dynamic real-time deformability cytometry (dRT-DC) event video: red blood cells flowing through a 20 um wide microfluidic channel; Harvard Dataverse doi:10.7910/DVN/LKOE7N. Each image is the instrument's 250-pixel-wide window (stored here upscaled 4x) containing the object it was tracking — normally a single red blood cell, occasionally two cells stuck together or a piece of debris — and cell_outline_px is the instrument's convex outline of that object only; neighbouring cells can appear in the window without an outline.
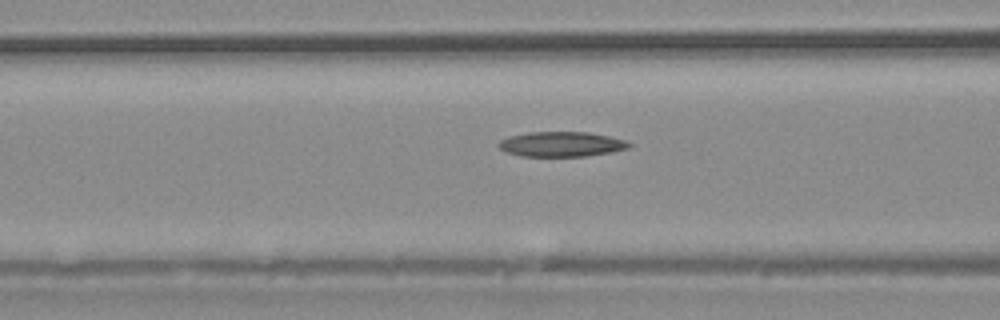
{"species": "common noctule bat (a hibernating species)", "species_latin": "Nyctalus noctula", "temperature_condition": "warm", "stored_images_in_passage": 20, "camera_frame_rate_fps": 3000, "um_per_image_px": 0.085, "animal": {"sex": "male", "body_mass_g": 20.4}, "frame": {"image": 1, "passage_image": 4, "time_ms": 1.0, "image_size_px": [1000, 320], "cell_outline_px": [[632, 144], [628, 148], [612, 152], [584, 156], [520, 156], [504, 152], [496, 144], [500, 140], [508, 136], [528, 132], [588, 132], [608, 136], [624, 140]], "centroid_in_image_um": [47.66, 12.25], "position_along_channel_um": 118.9, "area_um2": 19.02}}
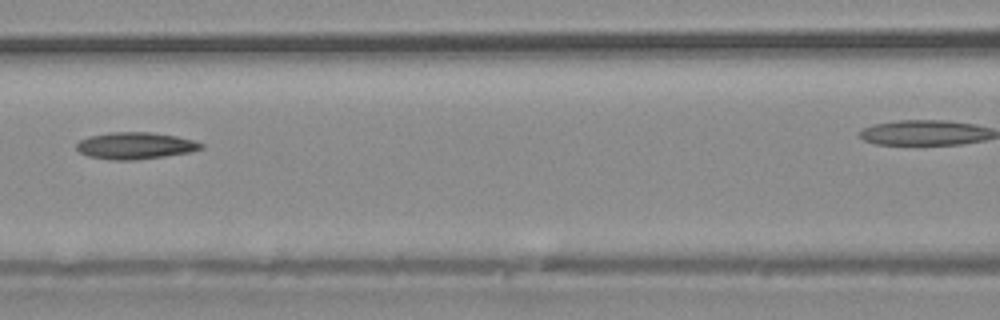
{"frame": {"image": 2, "passage_image": 6, "time_ms": 1.667, "image_size_px": [1000, 320], "cell_outline_px": [[204, 148], [192, 152], [136, 160], [112, 160], [88, 156], [80, 152], [76, 148], [76, 144], [80, 140], [88, 136], [112, 132], [148, 132], [176, 136], [192, 140], [204, 144]], "centroid_in_image_um": [11.5, 12.39], "position_along_channel_um": 155.1, "area_um2": 19.48}}